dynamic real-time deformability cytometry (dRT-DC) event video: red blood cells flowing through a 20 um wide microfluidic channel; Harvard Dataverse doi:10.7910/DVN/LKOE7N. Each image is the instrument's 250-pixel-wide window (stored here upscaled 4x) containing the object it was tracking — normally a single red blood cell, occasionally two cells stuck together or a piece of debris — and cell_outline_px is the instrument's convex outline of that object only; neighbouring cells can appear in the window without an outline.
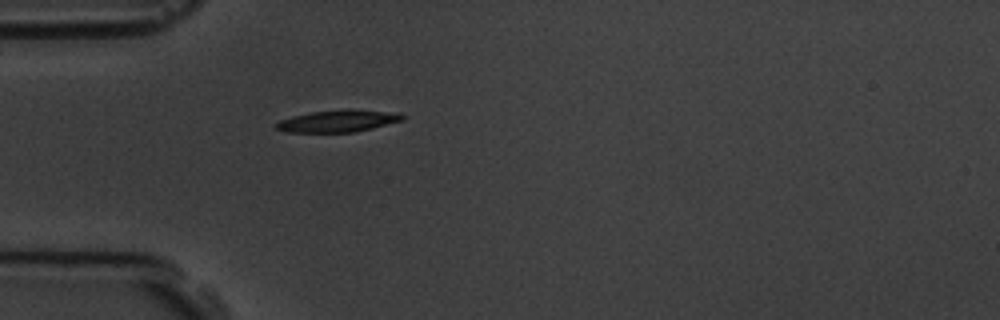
{"species": "common noctule bat (a hibernating species)", "species_latin": "Nyctalus noctula", "temperature_condition": "room temperature", "stored_images_in_passage": 1, "camera_frame_rate_fps": 3000, "um_per_image_px": 0.085, "animal": {"sex": "male", "body_mass_g": 19.5, "forearm_length_mm": 54.6}, "frame": {"image": 1, "passage_image": 1, "time_ms": 0.0, "image_size_px": [1000, 320], "cell_outline_px": [[404, 120], [356, 132], [284, 132], [276, 128], [276, 124], [280, 120], [292, 116], [312, 112], [352, 108], [400, 112], [404, 116]], "centroid_in_image_um": [28.8, 10.27], "position_along_channel_um": 56.2, "area_um2": 16.42}}